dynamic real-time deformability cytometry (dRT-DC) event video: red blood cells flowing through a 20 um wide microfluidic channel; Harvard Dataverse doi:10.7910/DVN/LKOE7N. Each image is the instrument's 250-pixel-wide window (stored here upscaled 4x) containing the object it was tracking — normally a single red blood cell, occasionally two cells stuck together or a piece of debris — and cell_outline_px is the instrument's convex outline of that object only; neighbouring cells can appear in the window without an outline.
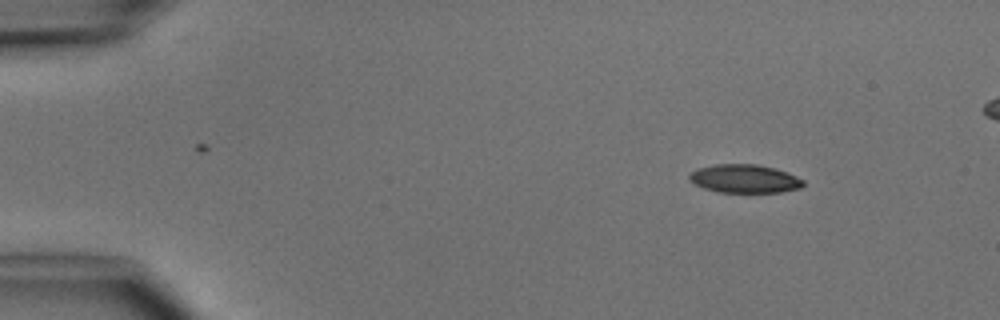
{"species": "common noctule bat (a hibernating species)", "species_latin": "Nyctalus noctula", "temperature_condition": "cold", "stored_images_in_passage": 4, "camera_frame_rate_fps": 3000, "um_per_image_px": 0.085, "animal": {"sex": "male", "body_mass_g": 15.6}, "frame": {"image": 1, "passage_image": 1, "time_ms": 0.0, "image_size_px": [1000, 320], "cell_outline_px": [[804, 184], [800, 188], [780, 192], [716, 192], [704, 188], [688, 180], [688, 172], [696, 168], [716, 164], [756, 164], [788, 172], [804, 180]], "centroid_in_image_um": [63.24, 15.18], "position_along_channel_um": 21.8, "area_um2": 18.96}}